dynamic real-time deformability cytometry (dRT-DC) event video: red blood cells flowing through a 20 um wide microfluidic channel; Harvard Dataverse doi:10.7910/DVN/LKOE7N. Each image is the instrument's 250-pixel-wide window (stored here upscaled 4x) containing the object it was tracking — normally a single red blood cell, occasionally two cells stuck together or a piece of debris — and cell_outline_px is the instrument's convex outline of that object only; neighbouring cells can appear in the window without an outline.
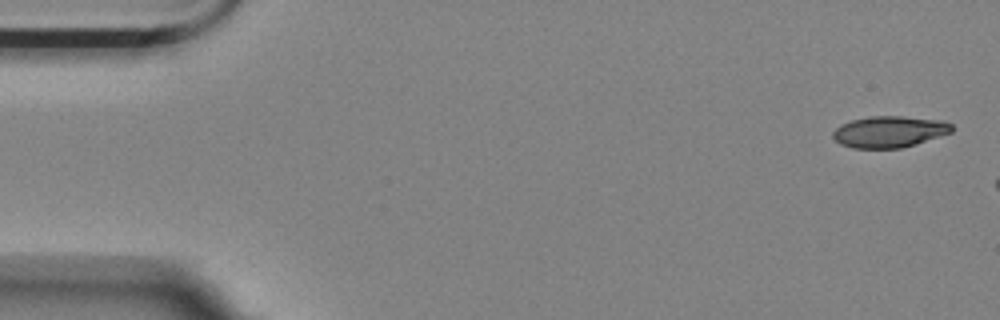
{"species": "Egyptian fruit bat (a non-hibernating species)", "species_latin": "Rousettus aegyptiacus", "temperature_condition": "room temperature", "stored_images_in_passage": 3, "camera_frame_rate_fps": 3000, "um_per_image_px": 0.085, "animal": {"sex": "female"}, "frame": {"image": 1, "passage_image": 1, "time_ms": 0.0, "image_size_px": [1000, 320], "cell_outline_px": [[952, 132], [916, 144], [900, 148], [852, 148], [840, 144], [832, 136], [832, 132], [840, 124], [852, 120], [868, 116], [900, 116], [944, 120], [952, 124]], "centroid_in_image_um": [75.59, 11.19], "position_along_channel_um": 9.4, "area_um2": 21.85}}